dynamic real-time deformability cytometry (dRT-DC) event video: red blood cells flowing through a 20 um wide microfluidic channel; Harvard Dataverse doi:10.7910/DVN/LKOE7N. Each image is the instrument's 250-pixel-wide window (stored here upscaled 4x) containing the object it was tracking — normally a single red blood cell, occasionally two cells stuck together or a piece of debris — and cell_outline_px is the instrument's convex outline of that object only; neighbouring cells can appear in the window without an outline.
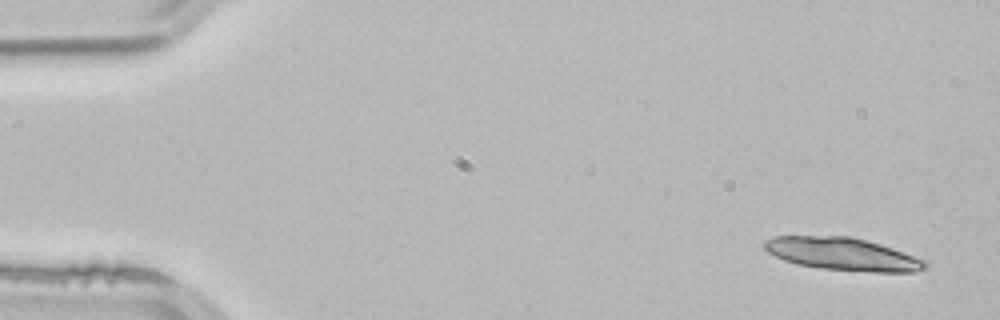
{"species": "common noctule bat (a hibernating species)", "species_latin": "Nyctalus noctula", "temperature_condition": "room temperature", "stored_images_in_passage": 3, "camera_frame_rate_fps": 3000, "um_per_image_px": 0.085, "animal": {"sex": "male", "body_mass_g": 21.5, "forearm_length_mm": 52.0}, "frame": {"image": 1, "passage_image": 1, "time_ms": 0.0, "image_size_px": [1000, 320], "cell_outline_px": [[928, 264], [924, 268], [916, 272], [868, 272], [820, 268], [796, 264], [784, 260], [768, 252], [764, 248], [764, 240], [776, 236], [848, 236], [880, 244], [892, 248], [924, 260]], "centroid_in_image_um": [71.59, 21.6], "position_along_channel_um": 13.4, "area_um2": 30.4}}